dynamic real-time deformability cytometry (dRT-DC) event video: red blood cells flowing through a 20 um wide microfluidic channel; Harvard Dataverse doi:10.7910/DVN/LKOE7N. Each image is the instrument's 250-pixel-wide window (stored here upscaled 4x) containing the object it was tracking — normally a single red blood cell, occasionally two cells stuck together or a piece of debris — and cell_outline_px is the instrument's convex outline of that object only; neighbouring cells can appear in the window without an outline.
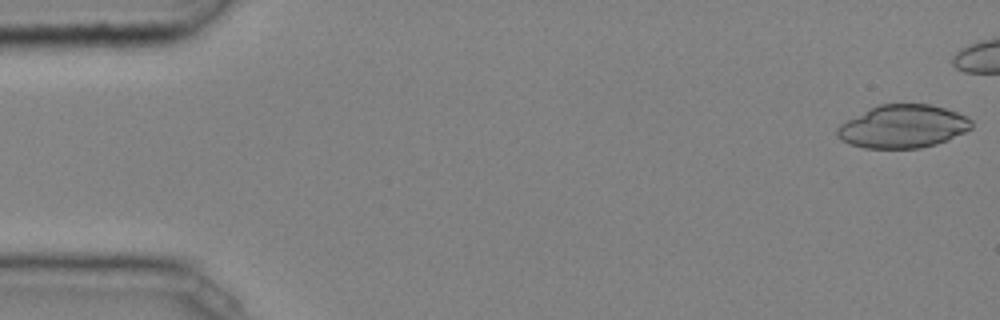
{"species": "common noctule bat (a hibernating species)", "species_latin": "Nyctalus noctula", "temperature_condition": "cold", "stored_images_in_passage": 40, "camera_frame_rate_fps": 3000, "um_per_image_px": 0.085, "animal": {"sex": "male", "body_mass_g": 20.4}, "frame": {"image": 1, "passage_image": 1, "time_ms": 0.0, "image_size_px": [1000, 320], "cell_outline_px": [[972, 128], [948, 140], [936, 144], [920, 148], [864, 148], [848, 144], [840, 140], [836, 136], [836, 128], [840, 124], [880, 104], [928, 104], [944, 108], [956, 112], [972, 120]], "centroid_in_image_um": [76.73, 10.76], "position_along_channel_um": 8.3, "area_um2": 33.52}}